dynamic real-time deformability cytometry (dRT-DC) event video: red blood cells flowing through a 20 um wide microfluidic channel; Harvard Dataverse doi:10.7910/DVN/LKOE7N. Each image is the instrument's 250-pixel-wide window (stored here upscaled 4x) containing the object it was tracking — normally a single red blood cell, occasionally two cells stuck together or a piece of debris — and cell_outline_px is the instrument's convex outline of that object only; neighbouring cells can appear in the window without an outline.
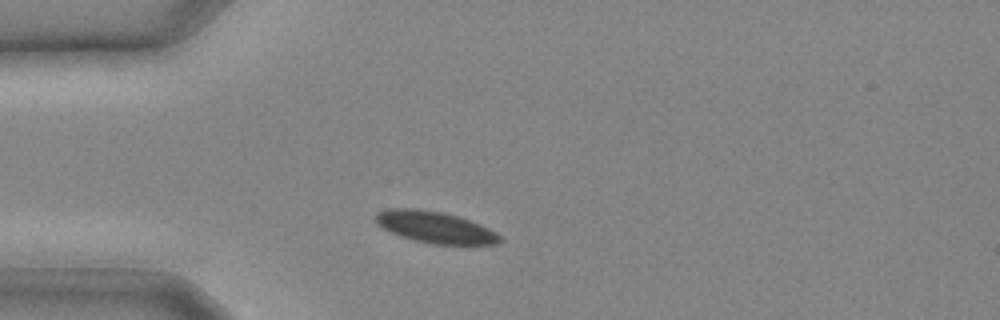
{"species": "common noctule bat (a hibernating species)", "species_latin": "Nyctalus noctula", "temperature_condition": "cold", "stored_images_in_passage": 21, "camera_frame_rate_fps": 3000, "um_per_image_px": 0.085, "animal": {"sex": "male", "body_mass_g": 20.4}, "frame": {"image": 1, "passage_image": 1, "time_ms": 0.0, "image_size_px": [1000, 320], "cell_outline_px": [[504, 240], [496, 244], [432, 244], [400, 236], [376, 224], [376, 216], [380, 212], [392, 208], [416, 208], [444, 212], [460, 216], [480, 224], [496, 232]], "centroid_in_image_um": [37.03, 19.31], "position_along_channel_um": 48.0, "area_um2": 22.72}}
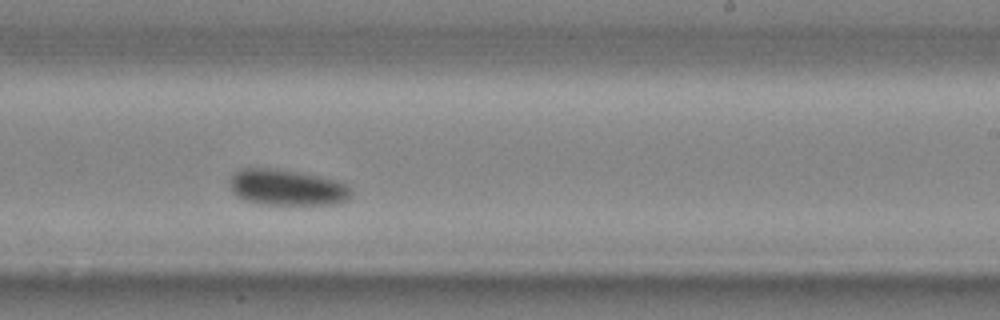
{"frame": {"image": 2, "passage_image": 11, "time_ms": 3.333, "image_size_px": [1000, 320], "cell_outline_px": [[352, 196], [348, 200], [336, 204], [260, 204], [244, 200], [236, 196], [228, 184], [228, 180], [236, 172], [244, 168], [268, 168], [296, 172], [320, 176], [336, 180], [348, 184], [352, 192]], "centroid_in_image_um": [24.4, 15.94], "position_along_channel_um": 264.6, "area_um2": 25.55}}
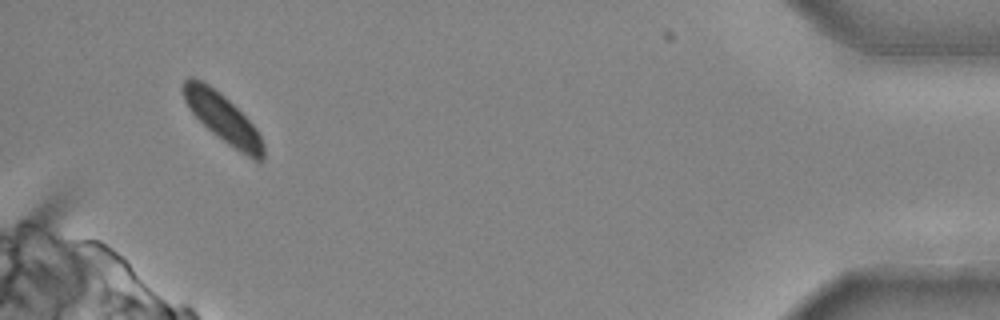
{"frame": {"image": 3, "passage_image": 20, "time_ms": 6.333, "image_size_px": [1000, 320], "cell_outline_px": [[264, 160], [252, 160], [228, 144], [212, 132], [192, 112], [184, 100], [184, 80], [188, 76], [192, 76], [208, 84], [224, 96], [256, 128], [264, 144]], "centroid_in_image_um": [18.96, 10.06], "position_along_channel_um": 416.2, "area_um2": 22.08}}